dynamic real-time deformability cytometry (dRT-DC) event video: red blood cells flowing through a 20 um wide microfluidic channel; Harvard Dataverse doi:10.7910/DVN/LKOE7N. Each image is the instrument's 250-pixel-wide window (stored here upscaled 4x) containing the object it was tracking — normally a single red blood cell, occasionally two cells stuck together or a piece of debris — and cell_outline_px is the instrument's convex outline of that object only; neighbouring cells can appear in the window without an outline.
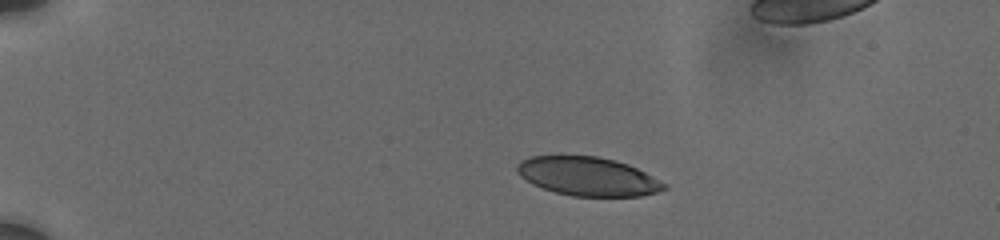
{"species": "human", "species_latin": "Homo sapiens", "temperature_condition": "cold", "stored_images_in_passage": 12, "camera_frame_rate_fps": 3000, "um_per_image_px": 0.085, "donor": {"sex": "male"}, "frame": {"image": 1, "passage_image": 6, "time_ms": 3.333, "image_size_px": [1000, 240], "cell_outline_px": [[668, 188], [656, 192], [640, 196], [572, 196], [556, 192], [532, 184], [520, 176], [516, 172], [516, 168], [520, 160], [532, 156], [596, 156], [616, 160], [628, 164], [668, 184]], "centroid_in_image_um": [49.97, 14.99], "position_along_channel_um": 35.0, "area_um2": 33.12}}
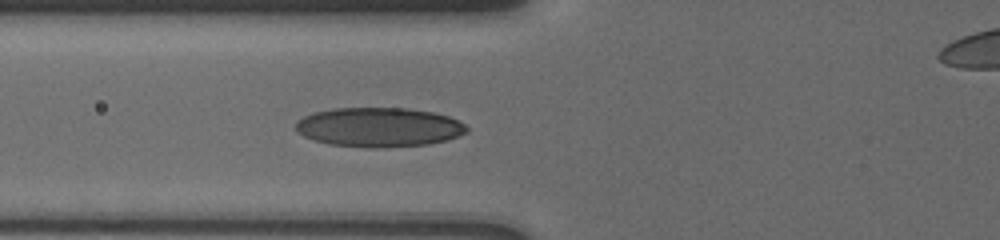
{"frame": {"image": 2, "passage_image": 12, "time_ms": 7.0, "image_size_px": [1000, 240], "cell_outline_px": [[468, 132], [448, 140], [428, 144], [384, 148], [368, 148], [328, 144], [312, 140], [296, 132], [296, 120], [312, 112], [336, 108], [404, 108], [432, 112], [448, 116], [464, 124], [468, 128]], "centroid_in_image_um": [32.18, 10.82], "position_along_channel_um": 93.6, "area_um2": 39.54}}